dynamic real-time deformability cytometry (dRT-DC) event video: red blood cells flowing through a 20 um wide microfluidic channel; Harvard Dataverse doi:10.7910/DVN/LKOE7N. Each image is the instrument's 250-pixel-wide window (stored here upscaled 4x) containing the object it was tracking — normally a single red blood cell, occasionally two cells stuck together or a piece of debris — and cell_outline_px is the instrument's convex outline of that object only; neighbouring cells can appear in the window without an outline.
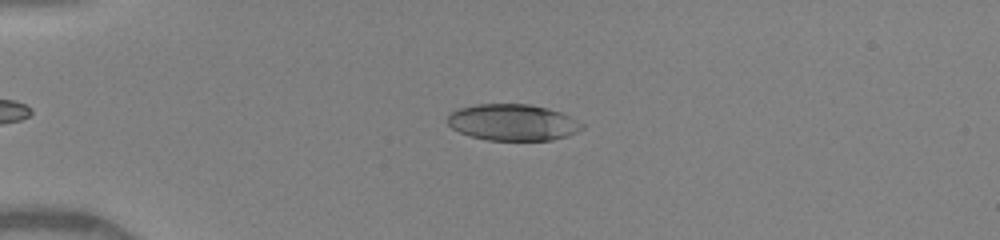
{"species": "human", "species_latin": "Homo sapiens", "temperature_condition": "warm", "stored_images_in_passage": 46, "camera_frame_rate_fps": 3000, "um_per_image_px": 0.085, "donor": {"sex": "female"}, "frame": {"image": 1, "passage_image": 9, "time_ms": 2.667, "image_size_px": [1000, 240], "cell_outline_px": [[584, 128], [568, 136], [552, 140], [488, 140], [472, 136], [460, 132], [452, 128], [444, 120], [456, 108], [476, 104], [528, 104], [548, 108], [560, 112], [584, 124]], "centroid_in_image_um": [43.56, 10.4], "position_along_channel_um": 41.4, "area_um2": 28.61}}
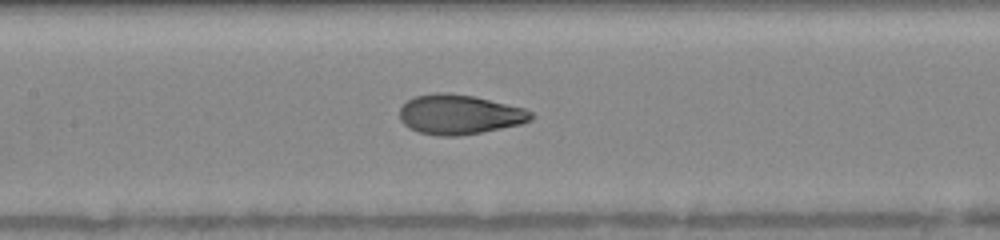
{"frame": {"image": 2, "passage_image": 21, "time_ms": 6.667, "image_size_px": [1000, 240], "cell_outline_px": [[536, 116], [532, 120], [520, 124], [460, 136], [440, 136], [420, 132], [408, 128], [400, 120], [400, 108], [412, 96], [432, 92], [448, 92], [476, 96], [524, 108], [532, 112]], "centroid_in_image_um": [39.04, 9.71], "position_along_channel_um": 168.4, "area_um2": 30.69}}
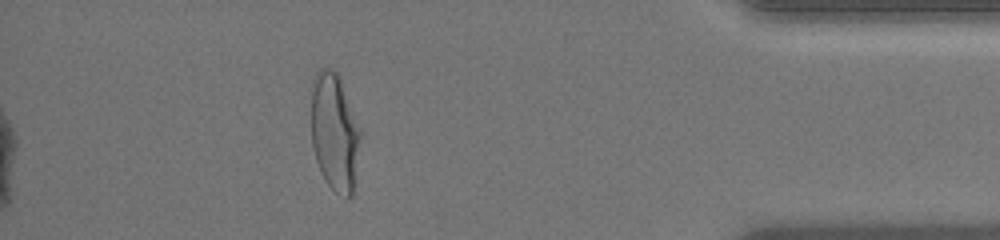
{"frame": {"image": 3, "passage_image": 41, "time_ms": 13.333, "image_size_px": [1000, 240], "cell_outline_px": [[360, 140], [352, 196], [348, 200], [336, 192], [324, 180], [316, 160], [312, 144], [312, 80], [316, 72], [320, 68], [328, 68], [336, 72], [340, 76], [360, 128]], "centroid_in_image_um": [28.44, 11.22], "position_along_channel_um": 406.8, "area_um2": 33.7}, "authors_computed_cell_mechanics": {"area_um2": 30.5762, "velocity_mm_per_s": 4.1167, "shape_relaxation_time_tau1_ms": 4.5512, "shape_relaxation_time_tau2_ms": 0.6925, "deformation_change_tau1": 0.2104, "deformation_change_tau2": 0.0646}}